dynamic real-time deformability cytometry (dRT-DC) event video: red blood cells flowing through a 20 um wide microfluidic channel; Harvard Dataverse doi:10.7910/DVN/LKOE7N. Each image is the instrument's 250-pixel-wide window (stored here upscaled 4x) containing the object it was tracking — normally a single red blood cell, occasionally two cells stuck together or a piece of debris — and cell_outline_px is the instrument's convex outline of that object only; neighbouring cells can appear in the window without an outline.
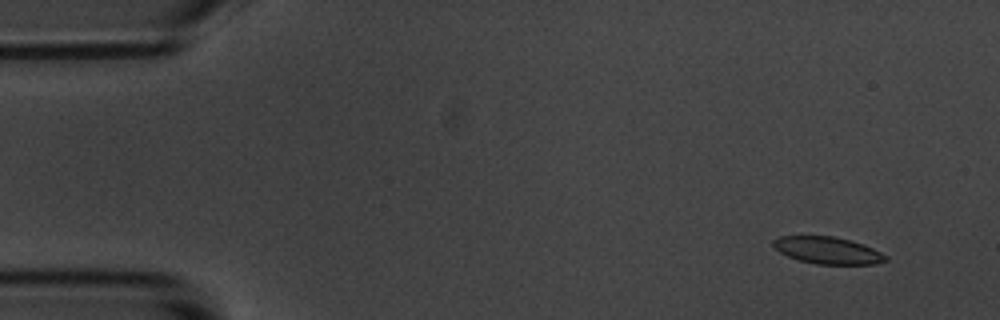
{"species": "common noctule bat (a hibernating species)", "species_latin": "Nyctalus noctula", "temperature_condition": "room temperature", "stored_images_in_passage": 7, "camera_frame_rate_fps": 3000, "um_per_image_px": 0.085, "animal": {"sex": "male", "body_mass_g": 20.1, "forearm_length_mm": 53.5}, "frame": {"image": 1, "passage_image": 2, "time_ms": 1.333, "image_size_px": [1000, 320], "cell_outline_px": [[888, 260], [876, 264], [816, 264], [800, 260], [788, 256], [780, 252], [772, 244], [772, 240], [780, 236], [832, 236], [864, 244], [888, 256]], "centroid_in_image_um": [70.36, 21.28], "position_along_channel_um": 14.6, "area_um2": 17.57}}